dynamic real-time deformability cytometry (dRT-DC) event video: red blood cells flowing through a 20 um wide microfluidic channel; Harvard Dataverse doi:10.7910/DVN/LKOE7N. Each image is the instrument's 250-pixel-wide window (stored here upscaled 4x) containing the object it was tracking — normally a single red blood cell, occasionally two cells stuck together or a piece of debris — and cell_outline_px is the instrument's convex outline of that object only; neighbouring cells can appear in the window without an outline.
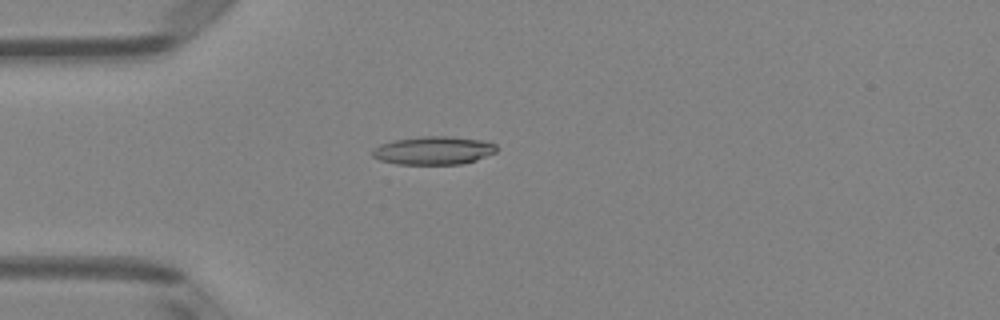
{"species": "Egyptian fruit bat (a non-hibernating species)", "species_latin": "Rousettus aegyptiacus", "temperature_condition": "room temperature", "stored_images_in_passage": 50, "camera_frame_rate_fps": 3000, "um_per_image_px": 0.085, "animal": {"sex": "female"}, "frame": {"image": 1, "passage_image": 14, "time_ms": 4.333, "image_size_px": [1000, 320], "cell_outline_px": [[496, 152], [476, 160], [460, 164], [396, 164], [380, 160], [372, 156], [372, 148], [380, 144], [396, 140], [424, 136], [448, 136], [488, 140], [496, 144]], "centroid_in_image_um": [36.87, 12.78], "position_along_channel_um": 48.1, "area_um2": 20.52}}
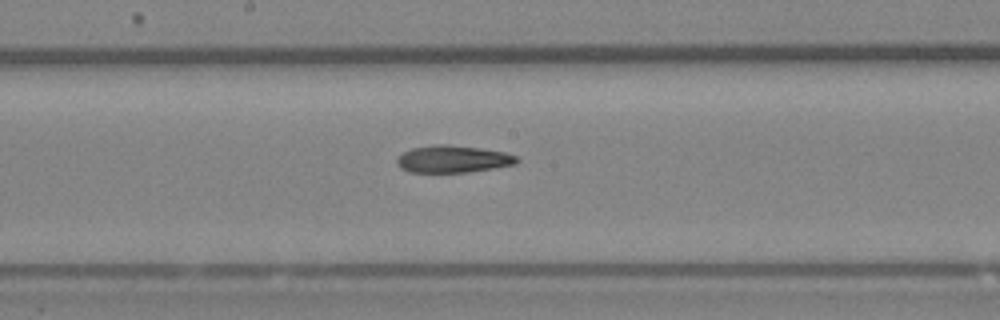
{"frame": {"image": 2, "passage_image": 27, "time_ms": 8.667, "image_size_px": [1000, 320], "cell_outline_px": [[520, 160], [516, 164], [468, 172], [408, 172], [400, 168], [396, 164], [396, 160], [404, 152], [412, 148], [432, 144], [448, 144], [480, 148], [504, 152], [516, 156]], "centroid_in_image_um": [38.48, 13.51], "position_along_channel_um": 209.7, "area_um2": 19.02}}
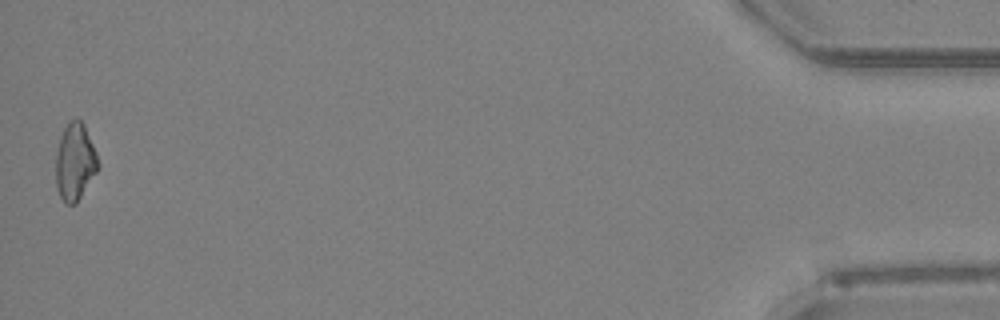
{"frame": {"image": 3, "passage_image": 50, "time_ms": 16.333, "image_size_px": [1000, 320], "cell_outline_px": [[100, 164], [96, 172], [76, 204], [64, 204], [56, 188], [56, 152], [60, 136], [68, 120], [76, 116], [84, 124], [96, 152]], "centroid_in_image_um": [6.36, 13.73], "position_along_channel_um": 428.8, "area_um2": 19.19}, "authors_computed_cell_mechanics": {"area_um2": 19.4208, "velocity_mm_per_s": 4.0616, "shape_relaxation_time_tau1_ms": 8.6248, "shape_relaxation_time_tau2_ms": 5.4562, "deformation_change_tau1": 0.2007, "deformation_change_tau2": 0.1647}}